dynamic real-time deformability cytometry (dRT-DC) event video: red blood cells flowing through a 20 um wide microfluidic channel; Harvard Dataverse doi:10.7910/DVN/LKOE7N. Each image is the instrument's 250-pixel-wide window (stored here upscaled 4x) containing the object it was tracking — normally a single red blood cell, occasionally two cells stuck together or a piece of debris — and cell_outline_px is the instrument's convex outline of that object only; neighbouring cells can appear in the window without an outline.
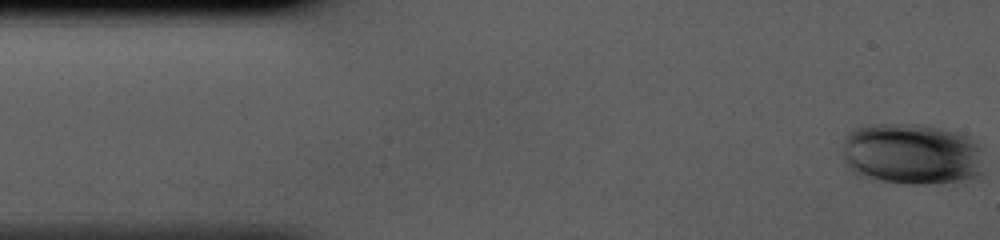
{"species": "human", "species_latin": "Homo sapiens", "temperature_condition": "cold", "stored_images_in_passage": 42, "camera_frame_rate_fps": 3000, "um_per_image_px": 0.085, "donor": {"sex": "male"}, "frame": {"image": 1, "passage_image": 1, "time_ms": 0.0, "image_size_px": [1000, 240], "cell_outline_px": [[984, 172], [980, 176], [964, 180], [928, 184], [900, 184], [860, 176], [852, 172], [844, 164], [844, 136], [848, 132], [856, 128], [868, 124], [920, 124], [940, 128], [956, 132], [968, 136], [976, 140], [984, 148]], "centroid_in_image_um": [77.55, 13.1], "position_along_channel_um": 7.4, "area_um2": 51.9}}
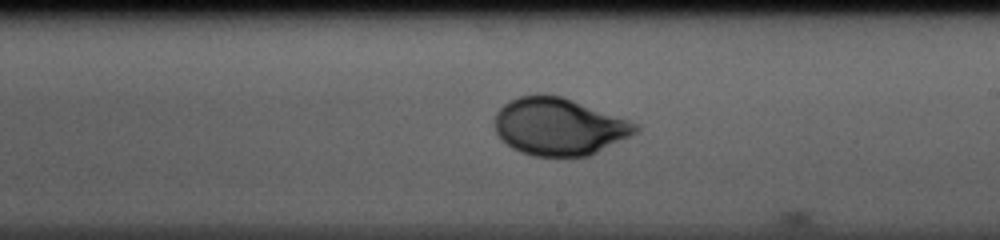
{"frame": {"image": 2, "passage_image": 24, "time_ms": 7.667, "image_size_px": [1000, 240], "cell_outline_px": [[640, 132], [588, 156], [568, 160], [532, 156], [520, 152], [512, 148], [496, 132], [496, 112], [508, 100], [520, 96], [560, 96], [572, 100], [640, 124]], "centroid_in_image_um": [47.56, 10.83], "position_along_channel_um": 241.4, "area_um2": 47.28}}
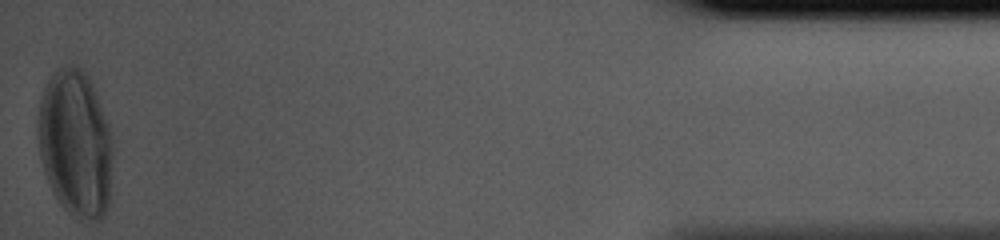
{"frame": {"image": 3, "passage_image": 42, "time_ms": 13.667, "image_size_px": [1000, 240], "cell_outline_px": [[112, 160], [108, 204], [104, 216], [100, 220], [80, 220], [72, 216], [60, 204], [44, 172], [40, 156], [40, 100], [44, 88], [52, 72], [64, 64], [76, 64], [88, 76], [96, 92], [108, 124], [112, 136]], "centroid_in_image_um": [6.44, 12.19], "position_along_channel_um": 428.8, "area_um2": 63.87}}